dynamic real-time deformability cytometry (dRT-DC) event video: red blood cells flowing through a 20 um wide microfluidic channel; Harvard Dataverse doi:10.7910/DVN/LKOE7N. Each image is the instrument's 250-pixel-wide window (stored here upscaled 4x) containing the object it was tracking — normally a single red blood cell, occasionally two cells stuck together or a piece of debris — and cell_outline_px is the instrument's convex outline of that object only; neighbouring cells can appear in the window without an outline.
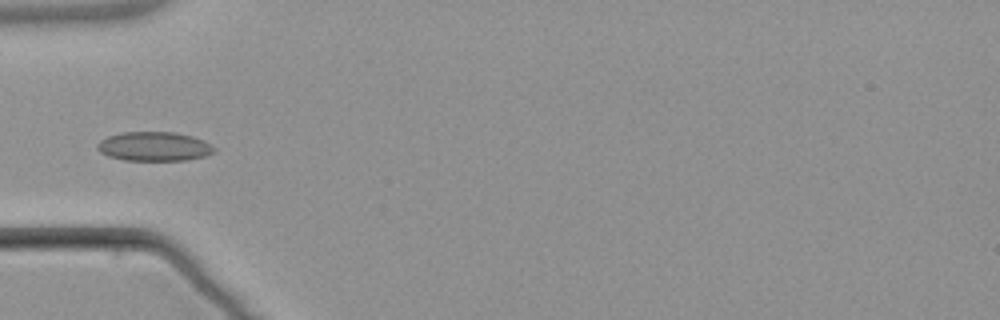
{"species": "common noctule bat (a hibernating species)", "species_latin": "Nyctalus noctula", "temperature_condition": "warm", "stored_images_in_passage": 5, "camera_frame_rate_fps": 3000, "um_per_image_px": 0.085, "animal": {"sex": "male", "body_mass_g": 21.5, "forearm_length_mm": 52.0}, "frame": {"image": 1, "passage_image": 4, "time_ms": 3.667, "image_size_px": [1000, 320], "cell_outline_px": [[216, 152], [204, 156], [188, 160], [124, 160], [108, 156], [100, 152], [96, 148], [96, 144], [100, 140], [108, 136], [120, 132], [176, 132], [192, 136], [204, 140], [216, 148]], "centroid_in_image_um": [13.1, 12.44], "position_along_channel_um": 71.9, "area_um2": 20.06}}
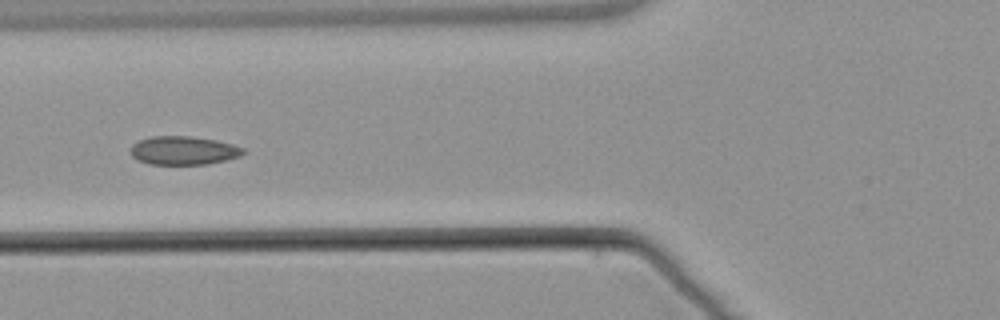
{"frame": {"image": 2, "passage_image": 5, "time_ms": 4.667, "image_size_px": [1000, 320], "cell_outline_px": [[244, 152], [240, 156], [208, 164], [148, 164], [132, 156], [132, 144], [140, 140], [152, 136], [192, 136], [216, 140], [232, 144], [244, 148]], "centroid_in_image_um": [15.61, 12.78], "position_along_channel_um": 110.2, "area_um2": 18.55}}